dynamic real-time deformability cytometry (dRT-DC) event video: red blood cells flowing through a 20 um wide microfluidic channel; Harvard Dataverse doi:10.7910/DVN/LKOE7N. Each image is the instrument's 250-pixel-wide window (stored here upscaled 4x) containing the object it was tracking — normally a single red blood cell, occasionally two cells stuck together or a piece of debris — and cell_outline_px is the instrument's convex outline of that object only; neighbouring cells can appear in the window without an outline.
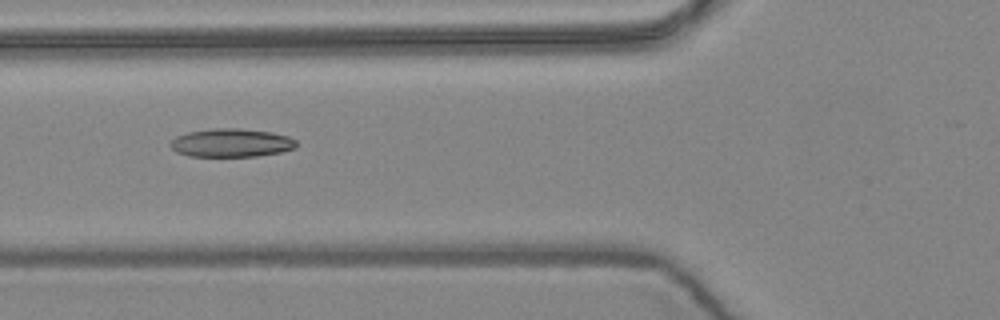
{"species": "common noctule bat (a hibernating species)", "species_latin": "Nyctalus noctula", "temperature_condition": "warm", "stored_images_in_passage": 10, "camera_frame_rate_fps": 3000, "um_per_image_px": 0.085, "animal": {"sex": "female", "body_mass_g": 24.6, "forearm_length_mm": 56.2}, "frame": {"image": 1, "passage_image": 6, "time_ms": 1.667, "image_size_px": [1000, 320], "cell_outline_px": [[296, 148], [280, 152], [256, 156], [188, 156], [176, 152], [172, 148], [172, 140], [176, 136], [188, 132], [216, 128], [240, 128], [272, 132], [288, 136], [296, 140]], "centroid_in_image_um": [19.68, 12.14], "position_along_channel_um": 106.1, "area_um2": 20.75}}
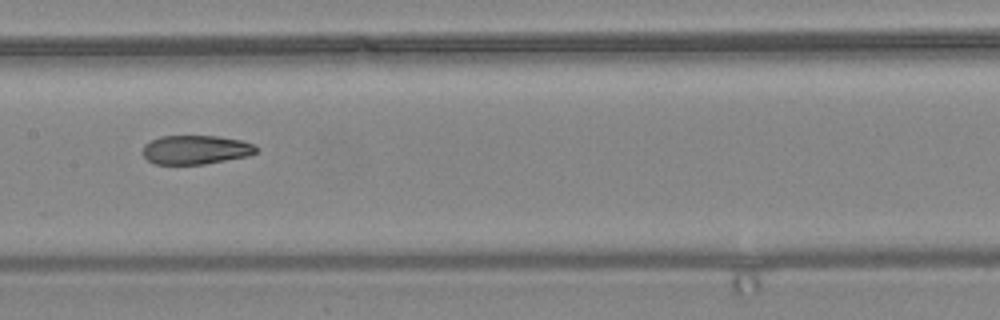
{"frame": {"image": 2, "passage_image": 8, "time_ms": 2.333, "image_size_px": [1000, 320], "cell_outline_px": [[256, 152], [248, 156], [204, 164], [156, 164], [148, 160], [140, 152], [144, 144], [160, 136], [216, 136], [240, 140], [252, 144], [256, 148]], "centroid_in_image_um": [16.58, 12.73], "position_along_channel_um": 190.8, "area_um2": 19.07}}
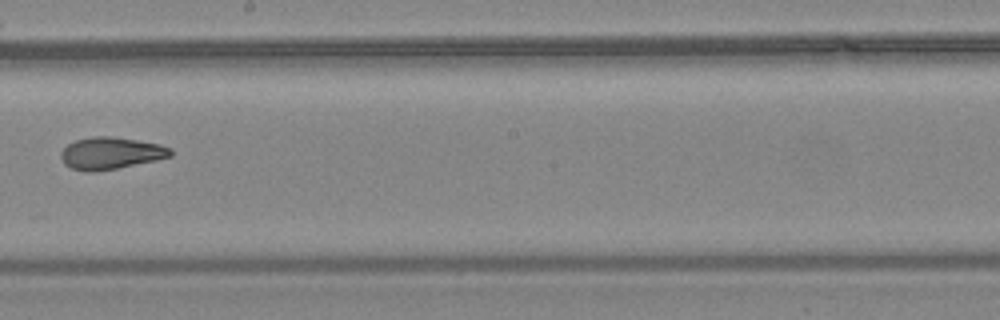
{"frame": {"image": 3, "passage_image": 9, "time_ms": 2.667, "image_size_px": [1000, 320], "cell_outline_px": [[172, 156], [156, 160], [96, 172], [84, 172], [72, 168], [64, 164], [60, 156], [60, 152], [68, 144], [76, 140], [92, 136], [112, 136], [160, 144], [172, 148]], "centroid_in_image_um": [9.4, 13.02], "position_along_channel_um": 238.8, "area_um2": 20.52}}